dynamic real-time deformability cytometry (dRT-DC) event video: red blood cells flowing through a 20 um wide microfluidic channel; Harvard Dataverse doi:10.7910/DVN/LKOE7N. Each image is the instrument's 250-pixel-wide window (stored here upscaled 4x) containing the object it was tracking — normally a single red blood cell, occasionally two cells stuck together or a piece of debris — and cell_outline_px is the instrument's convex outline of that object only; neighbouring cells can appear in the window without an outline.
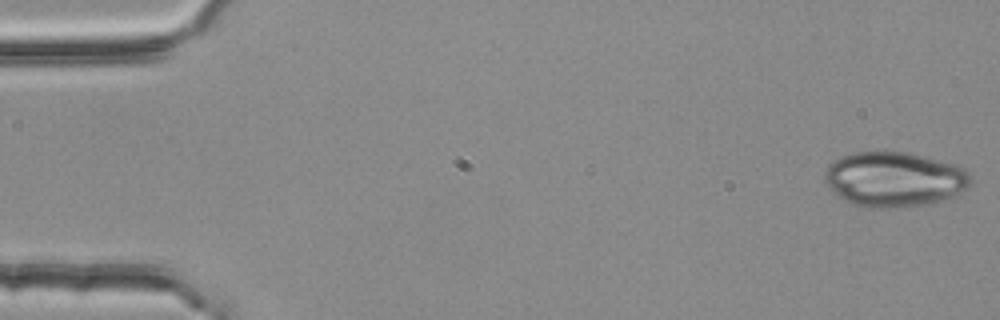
{"species": "common noctule bat (a hibernating species)", "species_latin": "Nyctalus noctula", "temperature_condition": "room temperature", "stored_images_in_passage": 4, "camera_frame_rate_fps": 3000, "um_per_image_px": 0.085, "animal": {"sex": "female", "body_mass_g": 25.1}, "frame": {"image": 1, "passage_image": 1, "time_ms": 0.0, "image_size_px": [1000, 320], "cell_outline_px": [[972, 180], [968, 188], [944, 200], [924, 204], [900, 208], [872, 208], [852, 204], [844, 200], [824, 180], [824, 172], [828, 164], [844, 156], [856, 152], [908, 152], [956, 164], [964, 168], [968, 172]], "centroid_in_image_um": [76.05, 15.24], "position_along_channel_um": 9.0, "area_um2": 46.64}}